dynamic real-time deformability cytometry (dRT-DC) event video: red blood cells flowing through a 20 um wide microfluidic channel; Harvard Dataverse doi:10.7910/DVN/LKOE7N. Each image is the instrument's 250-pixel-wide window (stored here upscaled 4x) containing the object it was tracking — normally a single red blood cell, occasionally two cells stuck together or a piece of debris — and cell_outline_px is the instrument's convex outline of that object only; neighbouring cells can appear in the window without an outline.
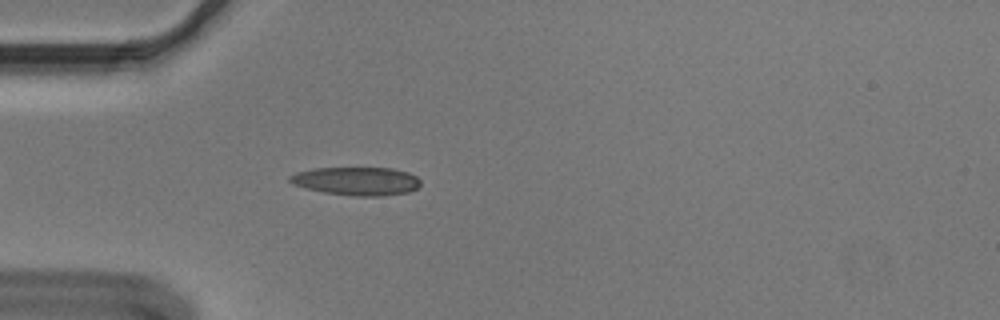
{"species": "Egyptian fruit bat (a non-hibernating species)", "species_latin": "Rousettus aegyptiacus", "temperature_condition": "cold", "stored_images_in_passage": 43, "camera_frame_rate_fps": 3000, "um_per_image_px": 0.085, "animal": {"sex": "male"}, "frame": {"image": 1, "passage_image": 7, "time_ms": 2.0, "image_size_px": [1000, 320], "cell_outline_px": [[420, 184], [416, 188], [408, 192], [380, 196], [356, 196], [324, 192], [292, 184], [288, 180], [288, 176], [296, 172], [316, 168], [392, 168], [408, 172], [416, 176], [420, 180]], "centroid_in_image_um": [30.31, 15.39], "position_along_channel_um": 54.7, "area_um2": 21.44}}
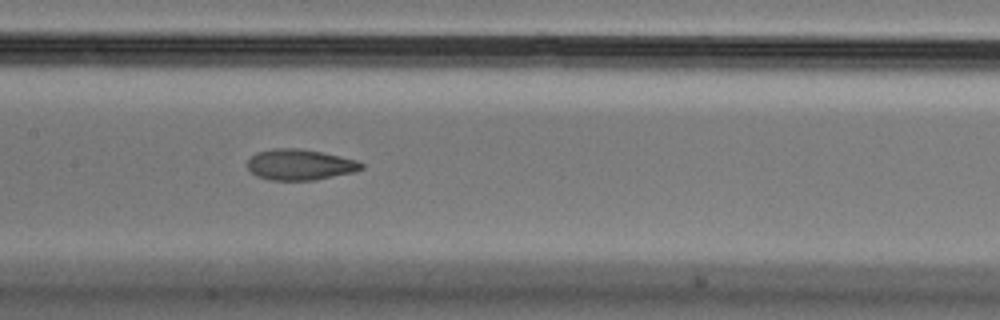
{"frame": {"image": 2, "passage_image": 18, "time_ms": 5.667, "image_size_px": [1000, 320], "cell_outline_px": [[364, 168], [356, 172], [316, 180], [272, 180], [256, 176], [248, 168], [248, 160], [256, 152], [272, 148], [300, 148], [340, 156], [356, 160], [364, 164]], "centroid_in_image_um": [25.52, 14.0], "position_along_channel_um": 181.9, "area_um2": 20.58}}
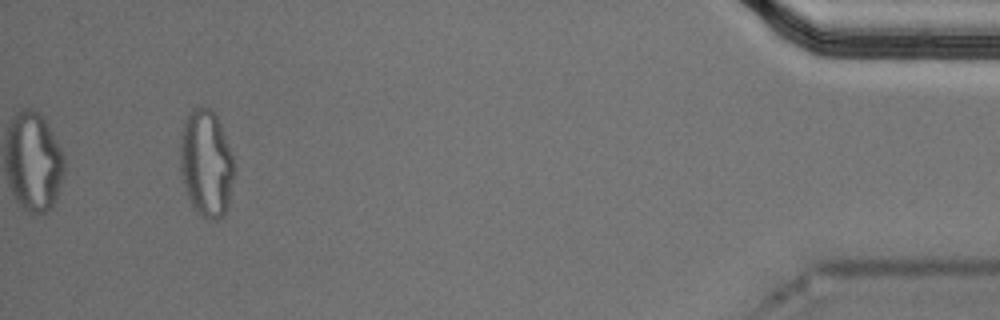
{"frame": {"image": 3, "passage_image": 43, "time_ms": 14.0, "image_size_px": [1000, 320], "cell_outline_px": [[236, 168], [228, 208], [224, 216], [216, 220], [208, 220], [200, 216], [192, 204], [188, 196], [180, 172], [180, 136], [184, 120], [188, 112], [192, 108], [212, 108], [220, 124], [228, 144]], "centroid_in_image_um": [17.54, 13.91], "position_along_channel_um": 417.7, "area_um2": 34.16}, "authors_computed_cell_mechanics": {"area_um2": 20.8658, "velocity_mm_per_s": 3.6357, "shape_relaxation_time_tau1_ms": null, "shape_relaxation_time_tau2_ms": 2.1586, "deformation_change_tau1": null, "deformation_change_tau2": 0.0817}}